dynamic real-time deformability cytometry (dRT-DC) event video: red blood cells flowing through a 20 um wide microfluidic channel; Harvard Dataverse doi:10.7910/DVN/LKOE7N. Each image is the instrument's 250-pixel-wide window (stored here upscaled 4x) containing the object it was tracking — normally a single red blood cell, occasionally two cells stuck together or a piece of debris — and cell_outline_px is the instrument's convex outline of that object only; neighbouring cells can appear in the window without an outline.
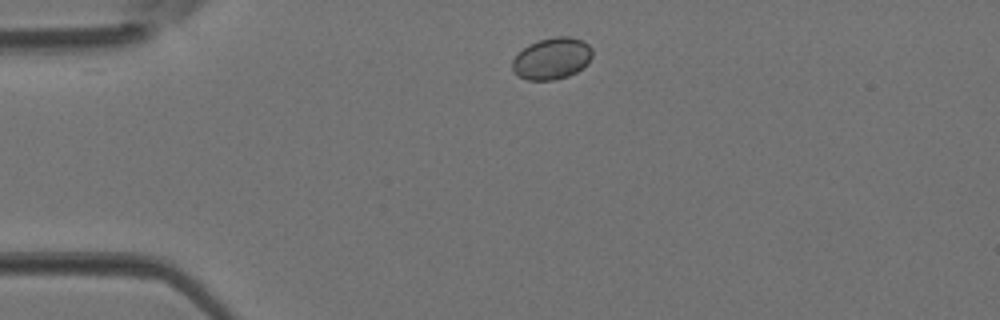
{"species": "Egyptian fruit bat (a non-hibernating species)", "species_latin": "Rousettus aegyptiacus", "temperature_condition": "room temperature", "stored_images_in_passage": 1, "camera_frame_rate_fps": 3000, "um_per_image_px": 0.085, "animal": {"sex": "female"}, "frame": {"image": 1, "passage_image": 1, "time_ms": 0.0, "image_size_px": [1000, 320], "cell_outline_px": [[592, 56], [588, 64], [576, 72], [568, 76], [552, 80], [528, 80], [516, 76], [512, 72], [512, 60], [528, 44], [540, 40], [556, 36], [572, 36], [584, 40], [592, 48]], "centroid_in_image_um": [46.92, 4.97], "position_along_channel_um": 38.1, "area_um2": 19.65}}